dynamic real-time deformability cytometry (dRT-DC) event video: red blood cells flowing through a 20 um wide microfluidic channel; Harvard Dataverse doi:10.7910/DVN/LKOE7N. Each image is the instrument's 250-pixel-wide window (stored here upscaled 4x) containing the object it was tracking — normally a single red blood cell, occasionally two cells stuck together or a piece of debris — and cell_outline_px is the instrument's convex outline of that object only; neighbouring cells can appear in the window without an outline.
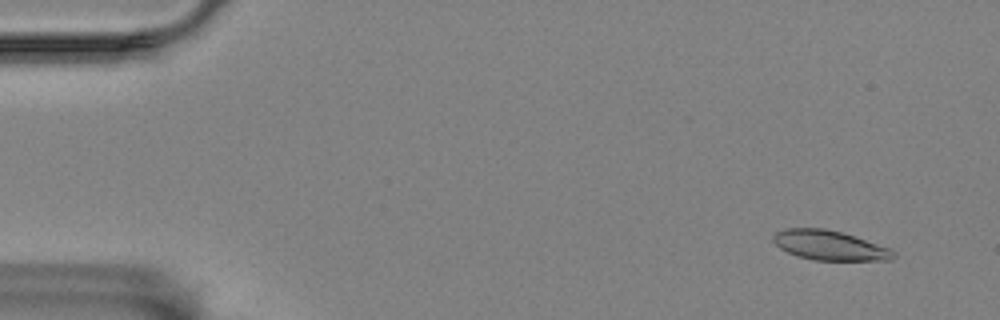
{"species": "Egyptian fruit bat (a non-hibernating species)", "species_latin": "Rousettus aegyptiacus", "temperature_condition": "room temperature", "stored_images_in_passage": 57, "camera_frame_rate_fps": 3000, "um_per_image_px": 0.085, "animal": {"sex": "female"}, "frame": {"image": 1, "passage_image": 4, "time_ms": 1.0, "image_size_px": [1000, 320], "cell_outline_px": [[896, 256], [892, 260], [816, 260], [796, 256], [780, 248], [772, 240], [772, 236], [776, 232], [788, 228], [824, 228], [840, 232], [888, 248], [896, 252]], "centroid_in_image_um": [70.48, 20.86], "position_along_channel_um": 14.5, "area_um2": 20.46}}
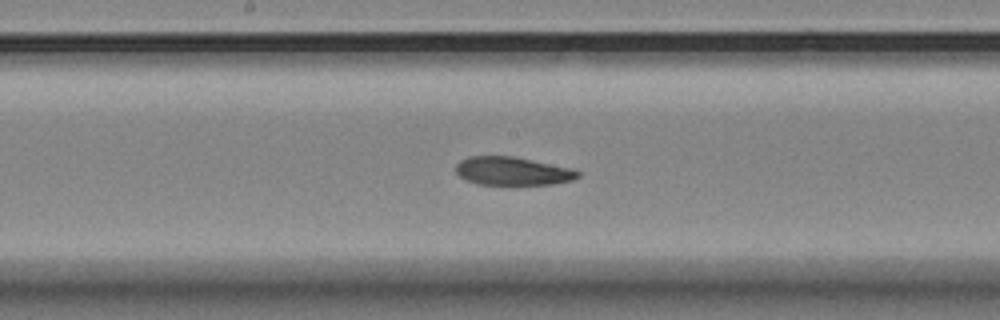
{"frame": {"image": 2, "passage_image": 30, "time_ms": 9.667, "image_size_px": [1000, 320], "cell_outline_px": [[580, 176], [572, 180], [552, 184], [504, 188], [480, 184], [468, 180], [460, 176], [456, 172], [456, 164], [460, 160], [468, 156], [516, 156], [572, 168], [580, 172]], "centroid_in_image_um": [43.58, 14.58], "position_along_channel_um": 204.6, "area_um2": 21.15}}
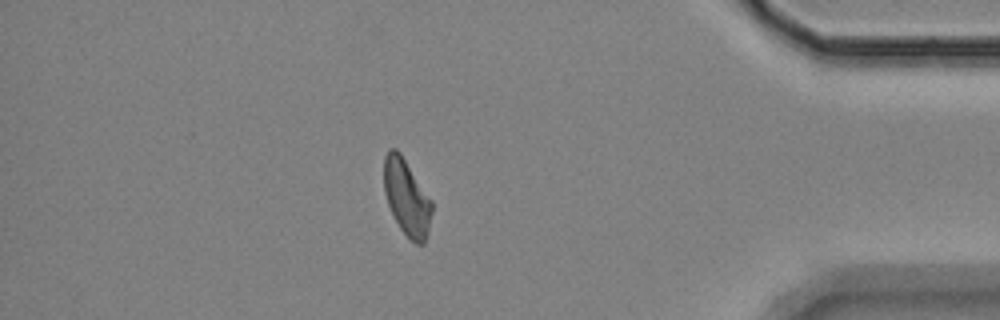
{"frame": {"image": 3, "passage_image": 50, "time_ms": 16.333, "image_size_px": [1000, 320], "cell_outline_px": [[432, 212], [428, 232], [424, 244], [416, 244], [400, 228], [388, 204], [384, 192], [384, 156], [388, 148], [396, 148], [400, 152], [432, 200]], "centroid_in_image_um": [34.57, 16.75], "position_along_channel_um": 400.6, "area_um2": 21.15}, "authors_computed_cell_mechanics": {"area_um2": 21.3282, "velocity_mm_per_s": 3.4724, "shape_relaxation_time_tau1_ms": null, "shape_relaxation_time_tau2_ms": 3.6373, "deformation_change_tau1": null, "deformation_change_tau2": 0.091}}